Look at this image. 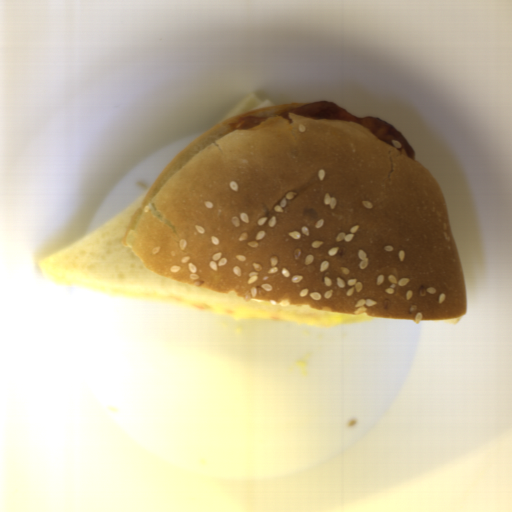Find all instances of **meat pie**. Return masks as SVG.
Listing matches in <instances>:
<instances>
[{
	"label": "meat pie",
	"mask_w": 512,
	"mask_h": 512,
	"mask_svg": "<svg viewBox=\"0 0 512 512\" xmlns=\"http://www.w3.org/2000/svg\"><path fill=\"white\" fill-rule=\"evenodd\" d=\"M290 112L297 115H304L316 119H345L353 121L367 127L375 136L393 147V143H400L405 149L409 158L415 156L414 150L411 148L402 133L393 127L383 118L377 116H357L343 109L333 102L314 100L299 106L278 111L269 115H250L239 118L238 122H232L228 125L226 133L254 127L264 121L275 116H283L288 120L289 125L292 124Z\"/></svg>",
	"instance_id": "meat-pie-1"
}]
</instances>
